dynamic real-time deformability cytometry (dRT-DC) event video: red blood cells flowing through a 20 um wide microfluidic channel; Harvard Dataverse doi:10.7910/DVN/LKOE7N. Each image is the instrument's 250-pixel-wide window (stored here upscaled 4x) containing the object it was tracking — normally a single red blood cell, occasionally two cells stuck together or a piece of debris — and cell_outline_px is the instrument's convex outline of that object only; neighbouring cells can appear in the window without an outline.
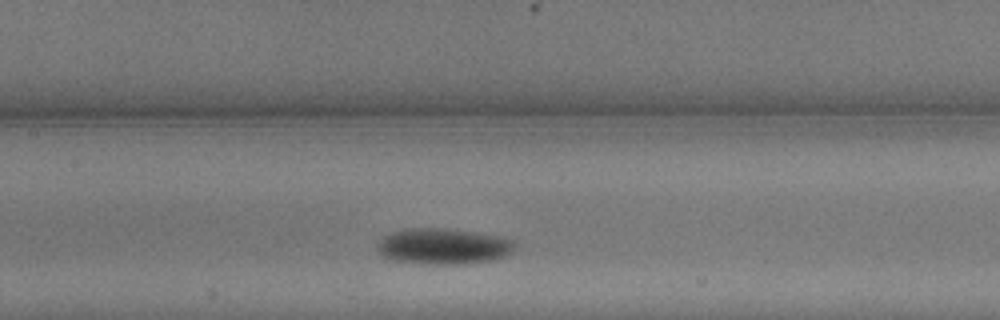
{"species": "common noctule bat (a hibernating species)", "species_latin": "Nyctalus noctula", "temperature_condition": "warm", "stored_images_in_passage": 9, "camera_frame_rate_fps": 3000, "um_per_image_px": 0.085, "animal": {"sex": "male", "body_mass_g": 13.3}, "frame": {"image": 1, "passage_image": 7, "time_ms": 2.0, "image_size_px": [1000, 320], "cell_outline_px": [[516, 244], [512, 252], [504, 256], [492, 260], [460, 264], [436, 264], [396, 260], [384, 256], [376, 252], [376, 244], [384, 236], [392, 232], [408, 228], [440, 228], [476, 232], [496, 236], [512, 240]], "centroid_in_image_um": [37.66, 20.93], "position_along_channel_um": 169.7, "area_um2": 28.5}}
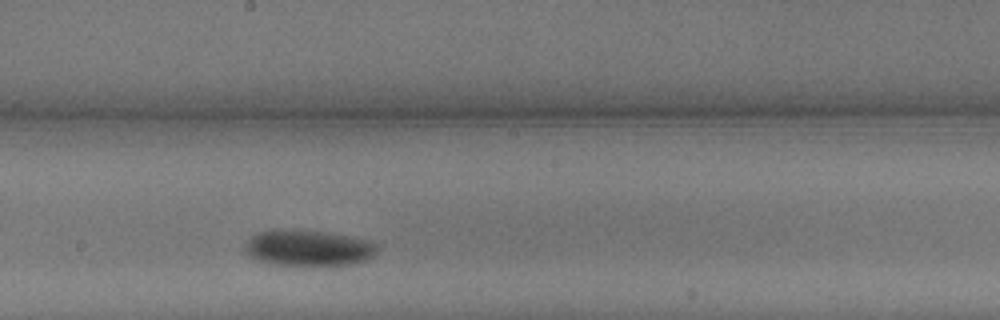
{"frame": {"image": 2, "passage_image": 9, "time_ms": 2.667, "image_size_px": [1000, 320], "cell_outline_px": [[380, 248], [372, 256], [364, 260], [352, 264], [272, 264], [256, 260], [248, 256], [244, 252], [244, 240], [260, 232], [284, 228], [296, 228], [352, 236], [372, 240], [380, 244]], "centroid_in_image_um": [26.19, 21.04], "position_along_channel_um": 222.0, "area_um2": 28.15}}